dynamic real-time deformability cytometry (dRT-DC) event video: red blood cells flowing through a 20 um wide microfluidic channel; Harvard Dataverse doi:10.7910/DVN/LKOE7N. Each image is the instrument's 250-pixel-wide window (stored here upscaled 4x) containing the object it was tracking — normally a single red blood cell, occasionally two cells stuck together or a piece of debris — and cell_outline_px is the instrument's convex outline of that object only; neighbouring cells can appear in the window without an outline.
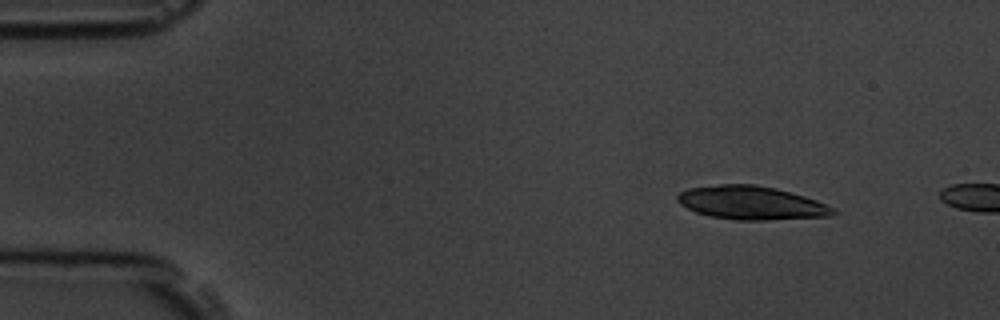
{"species": "common noctule bat (a hibernating species)", "species_latin": "Nyctalus noctula", "temperature_condition": "room temperature", "stored_images_in_passage": 2, "camera_frame_rate_fps": 3000, "um_per_image_px": 0.085, "animal": {"sex": "male", "body_mass_g": 19.5, "forearm_length_mm": 54.6}, "frame": {"image": 1, "passage_image": 1, "time_ms": 0.0, "image_size_px": [1000, 320], "cell_outline_px": [[836, 212], [828, 216], [764, 220], [736, 220], [712, 216], [696, 212], [680, 204], [676, 200], [676, 196], [680, 192], [688, 188], [720, 184], [756, 184], [776, 188], [804, 196], [816, 200], [832, 208]], "centroid_in_image_um": [63.81, 17.23], "position_along_channel_um": 21.2, "area_um2": 30.11}}